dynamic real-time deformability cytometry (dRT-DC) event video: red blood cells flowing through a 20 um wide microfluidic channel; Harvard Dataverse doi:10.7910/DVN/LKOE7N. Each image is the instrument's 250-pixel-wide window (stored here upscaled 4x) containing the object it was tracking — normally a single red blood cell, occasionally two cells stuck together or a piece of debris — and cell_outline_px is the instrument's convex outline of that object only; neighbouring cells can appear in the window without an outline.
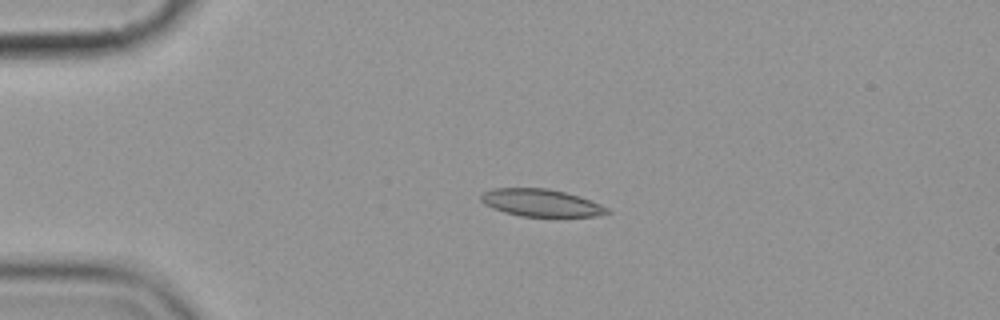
{"species": "common noctule bat (a hibernating species)", "species_latin": "Nyctalus noctula", "temperature_condition": "cold", "stored_images_in_passage": 5, "camera_frame_rate_fps": 3000, "um_per_image_px": 0.085, "animal": {"sex": "female", "body_mass_g": 19.9}, "frame": {"image": 1, "passage_image": 4, "time_ms": 4.333, "image_size_px": [1000, 320], "cell_outline_px": [[612, 212], [596, 216], [520, 216], [504, 212], [492, 208], [484, 204], [480, 200], [480, 196], [484, 192], [492, 188], [548, 188], [580, 196], [600, 204], [608, 208]], "centroid_in_image_um": [45.97, 17.23], "position_along_channel_um": 39.0, "area_um2": 20.11}}